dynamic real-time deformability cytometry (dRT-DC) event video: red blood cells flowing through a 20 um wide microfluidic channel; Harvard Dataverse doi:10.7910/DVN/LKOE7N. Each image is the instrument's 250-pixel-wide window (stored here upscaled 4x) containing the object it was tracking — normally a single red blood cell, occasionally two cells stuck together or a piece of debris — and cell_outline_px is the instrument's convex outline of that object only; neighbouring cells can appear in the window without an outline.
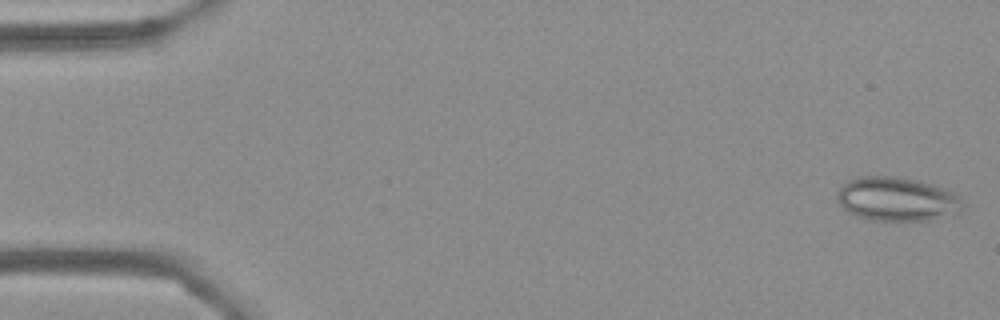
{"species": "Egyptian fruit bat (a non-hibernating species)", "species_latin": "Rousettus aegyptiacus", "temperature_condition": "cold", "stored_images_in_passage": 55, "camera_frame_rate_fps": 3000, "um_per_image_px": 0.085, "frame": {"image": 1, "passage_image": 1, "time_ms": 0.0, "image_size_px": [1000, 320], "cell_outline_px": [[960, 212], [928, 220], [872, 220], [856, 216], [848, 212], [840, 204], [836, 196], [840, 188], [848, 180], [856, 176], [896, 176], [916, 180], [932, 184], [944, 188], [960, 196]], "centroid_in_image_um": [76.2, 16.91], "position_along_channel_um": 8.8, "area_um2": 31.91}}
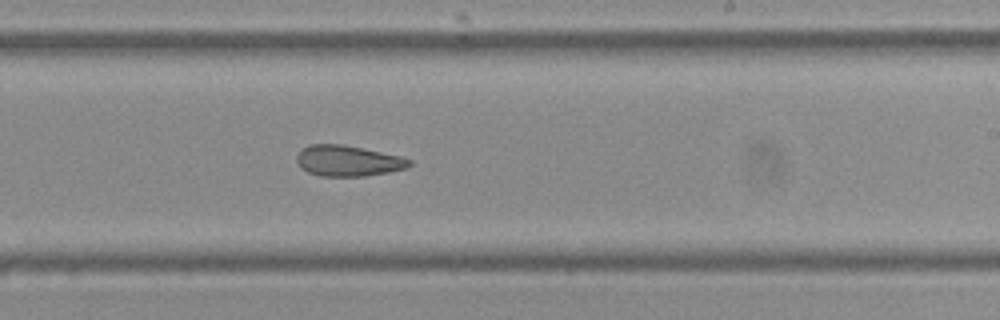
{"frame": {"image": 2, "passage_image": 33, "time_ms": 10.667, "image_size_px": [1000, 320], "cell_outline_px": [[412, 164], [408, 168], [388, 172], [364, 176], [320, 176], [308, 172], [300, 168], [296, 160], [296, 156], [304, 148], [312, 144], [344, 144], [400, 156], [412, 160]], "centroid_in_image_um": [29.59, 13.67], "position_along_channel_um": 259.4, "area_um2": 20.23}}
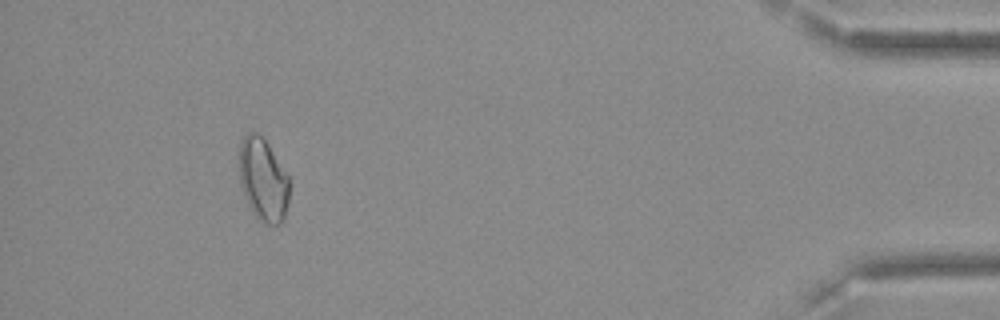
{"frame": {"image": 3, "passage_image": 51, "time_ms": 16.667, "image_size_px": [1000, 320], "cell_outline_px": [[288, 204], [284, 220], [280, 224], [264, 224], [252, 212], [248, 204], [240, 184], [240, 140], [248, 132], [256, 132], [268, 144], [288, 176]], "centroid_in_image_um": [22.36, 15.3], "position_along_channel_um": 412.8, "area_um2": 23.99}, "authors_computed_cell_mechanics": {"area_um2": 22.5998, "velocity_mm_per_s": 3.6074, "shape_relaxation_time_tau1_ms": null, "shape_relaxation_time_tau2_ms": 3.287, "deformation_change_tau1": null, "deformation_change_tau2": 0.1066}}